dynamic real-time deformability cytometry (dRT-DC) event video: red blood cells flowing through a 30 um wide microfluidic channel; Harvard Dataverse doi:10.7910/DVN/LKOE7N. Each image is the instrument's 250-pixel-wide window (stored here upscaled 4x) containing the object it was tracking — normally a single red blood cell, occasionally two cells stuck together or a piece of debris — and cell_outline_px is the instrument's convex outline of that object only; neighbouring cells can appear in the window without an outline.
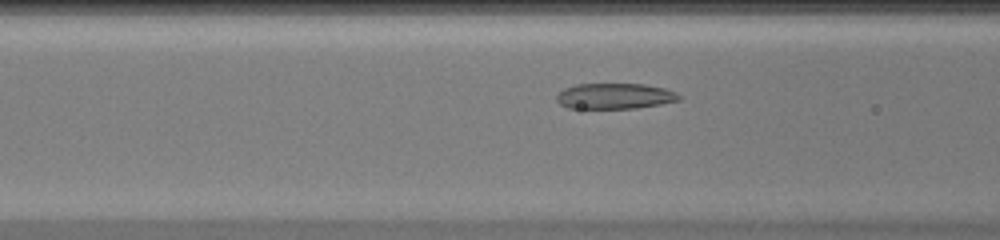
{"species": "common noctule bat (a hibernating species)", "species_latin": "Nyctalus noctula", "temperature_condition": "warm", "stored_images_in_passage": 42, "camera_frame_rate_fps": 3000, "um_per_image_px": 0.085, "animal": {"sex": "female", "body_mass_g": 20.0, "forearm_length_mm": 54.0}, "frame": {"image": 1, "passage_image": 12, "time_ms": 3.667, "image_size_px": [1000, 240], "cell_outline_px": [[680, 100], [660, 104], [636, 108], [568, 108], [560, 104], [556, 100], [556, 96], [564, 88], [576, 84], [644, 84], [664, 88], [676, 92], [680, 96]], "centroid_in_image_um": [52.24, 8.16], "position_along_channel_um": 114.4, "area_um2": 18.26}}
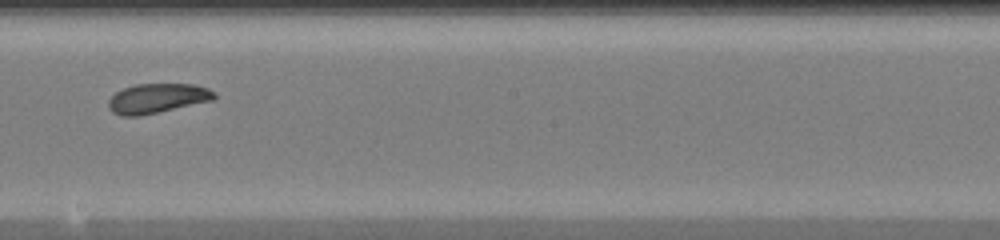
{"frame": {"image": 2, "passage_image": 21, "time_ms": 6.667, "image_size_px": [1000, 240], "cell_outline_px": [[216, 96], [212, 100], [140, 116], [120, 116], [112, 112], [108, 108], [108, 100], [116, 92], [124, 88], [136, 84], [192, 84], [208, 88], [216, 92]], "centroid_in_image_um": [13.34, 8.36], "position_along_channel_um": 234.9, "area_um2": 18.21}}
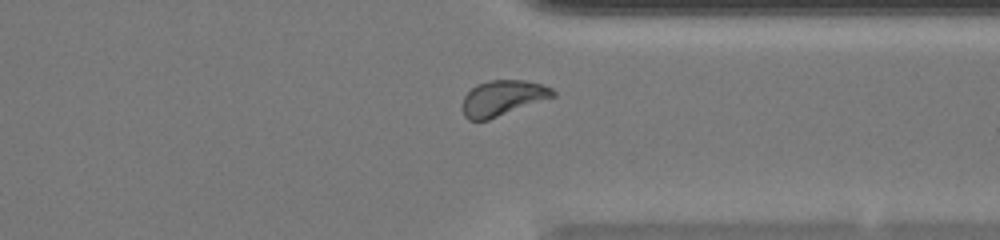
{"frame": {"image": 3, "passage_image": 31, "time_ms": 10.0, "image_size_px": [1000, 240], "cell_outline_px": [[556, 96], [488, 120], [468, 120], [464, 116], [464, 96], [476, 84], [488, 80], [524, 80], [544, 84], [552, 88], [556, 92]], "centroid_in_image_um": [42.77, 8.32], "position_along_channel_um": 368.6, "area_um2": 18.67}, "authors_computed_cell_mechanics": {"area_um2": 18.9584, "velocity_mm_per_s": 4.0275, "shape_relaxation_time_tau1_ms": 5.6299, "shape_relaxation_time_tau2_ms": 0.9344, "deformation_change_tau1": 0.1628, "deformation_change_tau2": 0.0617}}